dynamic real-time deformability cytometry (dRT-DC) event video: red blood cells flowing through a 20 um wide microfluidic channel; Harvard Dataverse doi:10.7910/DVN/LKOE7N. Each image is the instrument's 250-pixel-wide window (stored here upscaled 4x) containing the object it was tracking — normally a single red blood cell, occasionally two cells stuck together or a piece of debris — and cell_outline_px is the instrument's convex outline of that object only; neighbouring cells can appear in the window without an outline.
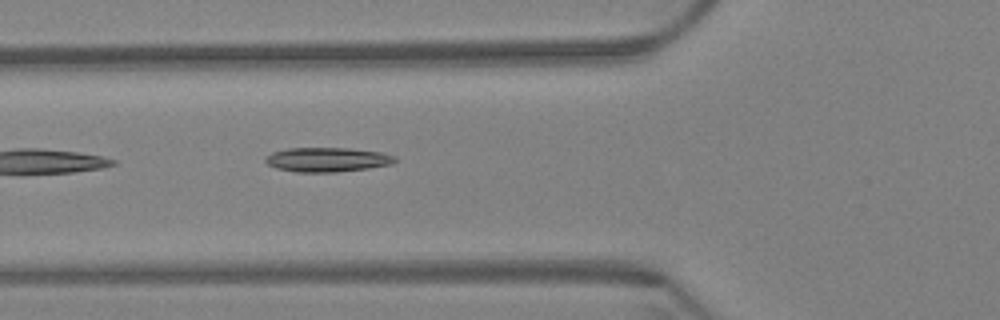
{"species": "Egyptian fruit bat (a non-hibernating species)", "species_latin": "Rousettus aegyptiacus", "temperature_condition": "warm", "stored_images_in_passage": 8, "camera_frame_rate_fps": 3000, "um_per_image_px": 0.085, "animal": {"sex": "female"}, "frame": {"image": 1, "passage_image": 3, "time_ms": 0.667, "image_size_px": [1000, 320], "cell_outline_px": [[396, 160], [392, 164], [368, 168], [336, 172], [296, 172], [276, 168], [268, 164], [264, 160], [272, 152], [288, 148], [348, 148], [380, 152], [396, 156]], "centroid_in_image_um": [27.82, 13.57], "position_along_channel_um": 98.0, "area_um2": 18.32}}
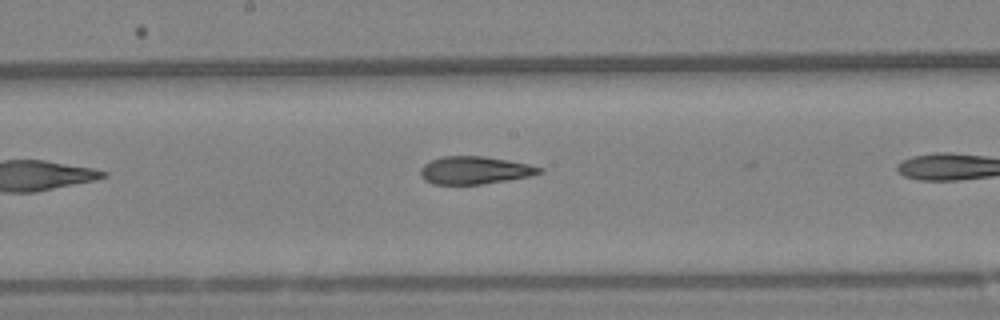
{"frame": {"image": 2, "passage_image": 7, "time_ms": 2.0, "image_size_px": [1000, 320], "cell_outline_px": [[544, 172], [532, 176], [508, 180], [480, 184], [432, 184], [424, 180], [420, 176], [420, 168], [424, 164], [432, 160], [444, 156], [484, 156], [508, 160], [528, 164], [544, 168]], "centroid_in_image_um": [40.37, 14.47], "position_along_channel_um": 207.8, "area_um2": 19.31}}